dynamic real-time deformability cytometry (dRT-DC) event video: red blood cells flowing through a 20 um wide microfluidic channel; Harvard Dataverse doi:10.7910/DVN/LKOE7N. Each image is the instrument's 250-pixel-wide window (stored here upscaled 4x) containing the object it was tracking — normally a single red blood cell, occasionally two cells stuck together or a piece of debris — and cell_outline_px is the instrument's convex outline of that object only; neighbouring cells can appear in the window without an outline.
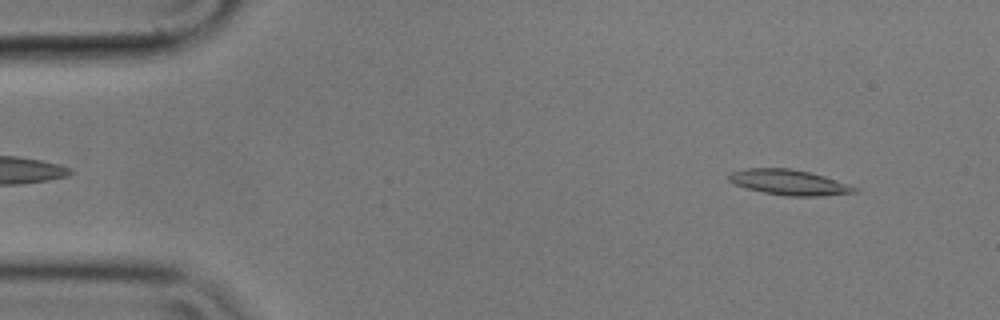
{"species": "common noctule bat (a hibernating species)", "species_latin": "Nyctalus noctula", "temperature_condition": "cold", "stored_images_in_passage": 55, "camera_frame_rate_fps": 3000, "um_per_image_px": 0.085, "animal": {"sex": "male", "body_mass_g": 17.9}, "frame": {"image": 1, "passage_image": 5, "time_ms": 1.333, "image_size_px": [1000, 320], "cell_outline_px": [[860, 188], [856, 192], [816, 196], [784, 196], [764, 192], [748, 188], [736, 184], [728, 180], [728, 176], [732, 172], [748, 168], [788, 168], [808, 172], [824, 176]], "centroid_in_image_um": [67.08, 15.5], "position_along_channel_um": 17.9, "area_um2": 18.26}}
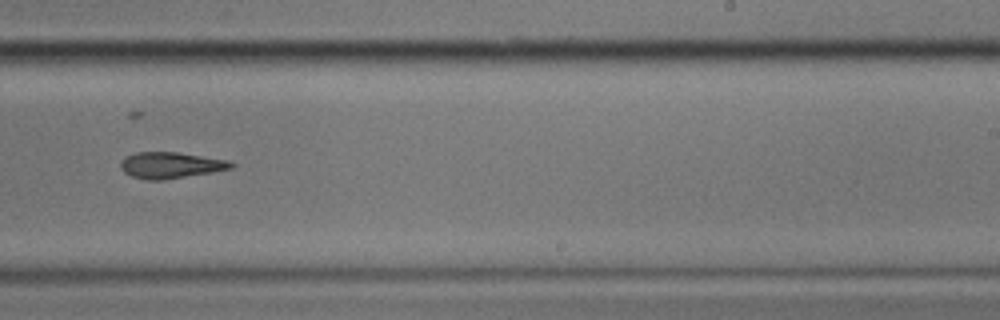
{"frame": {"image": 2, "passage_image": 34, "time_ms": 11.0, "image_size_px": [1000, 320], "cell_outline_px": [[236, 164], [232, 168], [212, 172], [160, 180], [148, 180], [132, 176], [124, 172], [120, 168], [120, 164], [124, 156], [136, 152], [176, 152], [228, 160]], "centroid_in_image_um": [14.48, 14.03], "position_along_channel_um": 274.5, "area_um2": 16.76}}
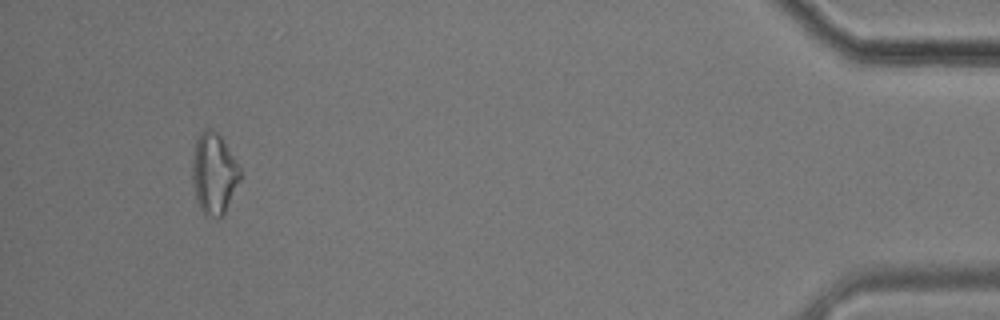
{"frame": {"image": 3, "passage_image": 52, "time_ms": 17.0, "image_size_px": [1000, 320], "cell_outline_px": [[240, 180], [224, 212], [220, 216], [204, 216], [196, 200], [192, 180], [192, 160], [196, 140], [200, 132], [208, 128], [212, 128], [220, 136], [240, 168]], "centroid_in_image_um": [18.15, 14.74], "position_along_channel_um": 417.0, "area_um2": 22.25}}